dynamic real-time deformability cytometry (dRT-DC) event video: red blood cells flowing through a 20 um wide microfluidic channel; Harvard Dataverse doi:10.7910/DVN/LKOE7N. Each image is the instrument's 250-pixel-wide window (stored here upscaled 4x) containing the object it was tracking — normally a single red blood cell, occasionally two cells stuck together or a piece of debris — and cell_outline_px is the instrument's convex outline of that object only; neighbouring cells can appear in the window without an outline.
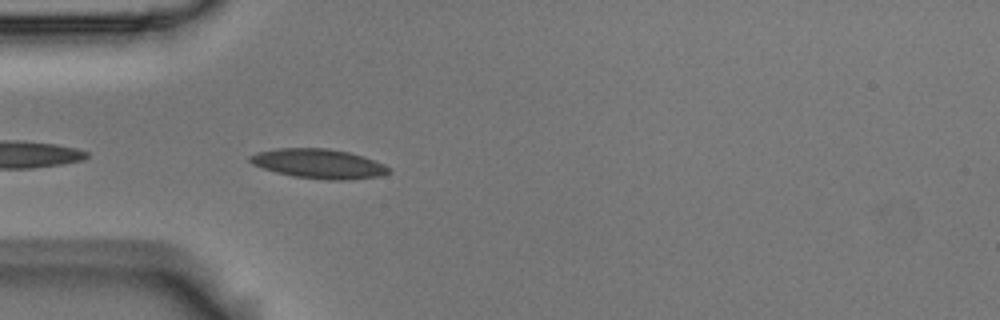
{"species": "Egyptian fruit bat (a non-hibernating species)", "species_latin": "Rousettus aegyptiacus", "temperature_condition": "room temperature", "stored_images_in_passage": 9, "camera_frame_rate_fps": 3000, "um_per_image_px": 0.085, "animal": {"sex": "male"}, "frame": {"image": 1, "passage_image": 2, "time_ms": 0.333, "image_size_px": [1000, 320], "cell_outline_px": [[392, 172], [384, 176], [348, 180], [324, 180], [292, 176], [276, 172], [252, 164], [248, 160], [248, 156], [256, 152], [276, 148], [328, 148], [348, 152], [364, 156], [384, 164]], "centroid_in_image_um": [27.1, 13.92], "position_along_channel_um": 57.9, "area_um2": 24.16}}
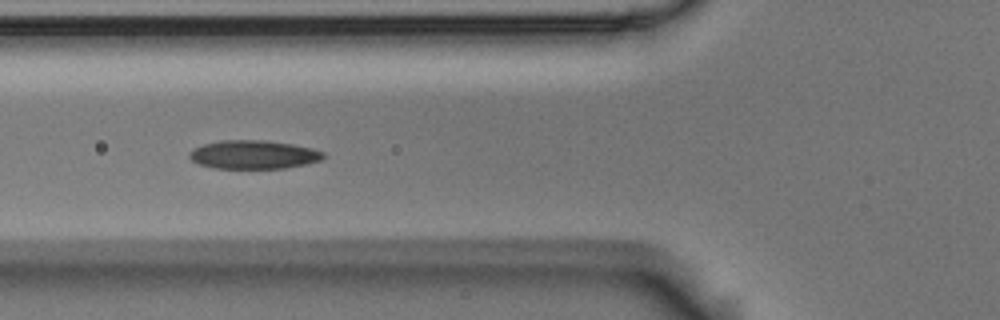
{"frame": {"image": 2, "passage_image": 6, "time_ms": 1.667, "image_size_px": [1000, 320], "cell_outline_px": [[324, 156], [320, 160], [304, 164], [284, 168], [212, 168], [200, 164], [192, 160], [188, 156], [188, 152], [204, 144], [220, 140], [264, 140], [292, 144], [312, 148], [324, 152]], "centroid_in_image_um": [21.53, 13.14], "position_along_channel_um": 104.3, "area_um2": 22.14}}